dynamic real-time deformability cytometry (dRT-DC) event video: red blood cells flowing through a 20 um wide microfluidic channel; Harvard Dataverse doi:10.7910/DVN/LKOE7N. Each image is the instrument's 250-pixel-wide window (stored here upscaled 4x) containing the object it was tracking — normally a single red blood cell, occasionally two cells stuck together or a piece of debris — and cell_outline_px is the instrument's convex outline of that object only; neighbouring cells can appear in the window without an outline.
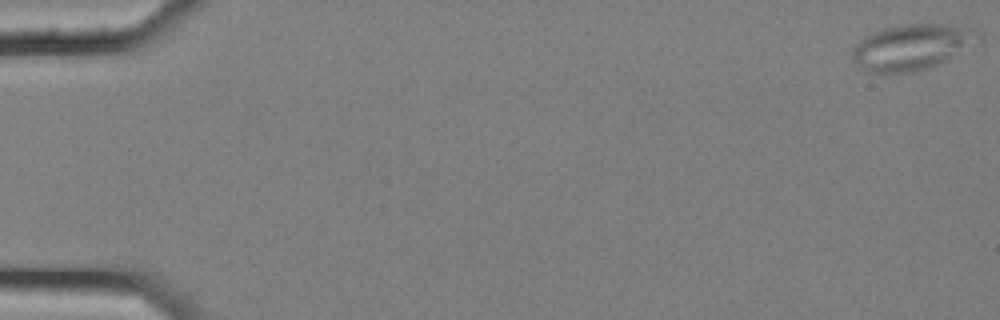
{"species": "common noctule bat (a hibernating species)", "species_latin": "Nyctalus noctula", "temperature_condition": "cold", "stored_images_in_passage": 6, "camera_frame_rate_fps": 3000, "um_per_image_px": 0.085, "animal": {"sex": "female", "body_mass_g": 25.1}, "frame": {"image": 1, "passage_image": 1, "time_ms": 0.0, "image_size_px": [1000, 320], "cell_outline_px": [[984, 44], [928, 68], [916, 72], [868, 72], [852, 60], [852, 48], [864, 36], [872, 32], [884, 28], [908, 24], [952, 24], [980, 28], [984, 40]], "centroid_in_image_um": [77.7, 3.97], "position_along_channel_um": 7.3, "area_um2": 34.74}}
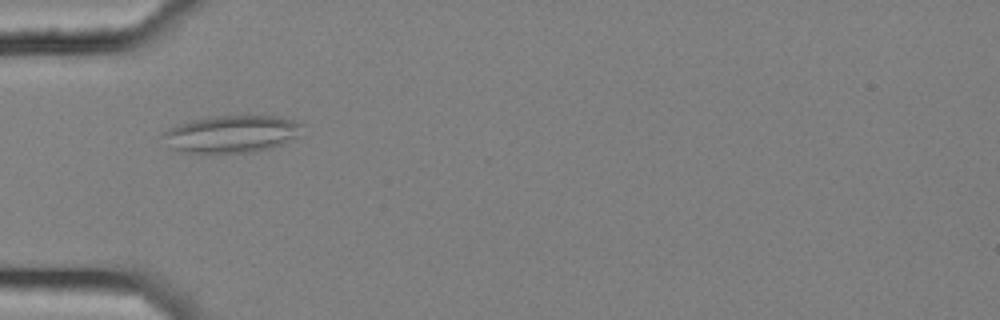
{"frame": {"image": 2, "passage_image": 6, "time_ms": 1.667, "image_size_px": [1000, 320], "cell_outline_px": [[304, 124], [296, 136], [272, 148], [252, 152], [180, 152], [172, 148], [160, 136], [168, 128], [176, 124], [188, 120], [216, 116], [280, 116], [296, 120]], "centroid_in_image_um": [19.65, 11.37], "position_along_channel_um": 65.4, "area_um2": 30.17}}